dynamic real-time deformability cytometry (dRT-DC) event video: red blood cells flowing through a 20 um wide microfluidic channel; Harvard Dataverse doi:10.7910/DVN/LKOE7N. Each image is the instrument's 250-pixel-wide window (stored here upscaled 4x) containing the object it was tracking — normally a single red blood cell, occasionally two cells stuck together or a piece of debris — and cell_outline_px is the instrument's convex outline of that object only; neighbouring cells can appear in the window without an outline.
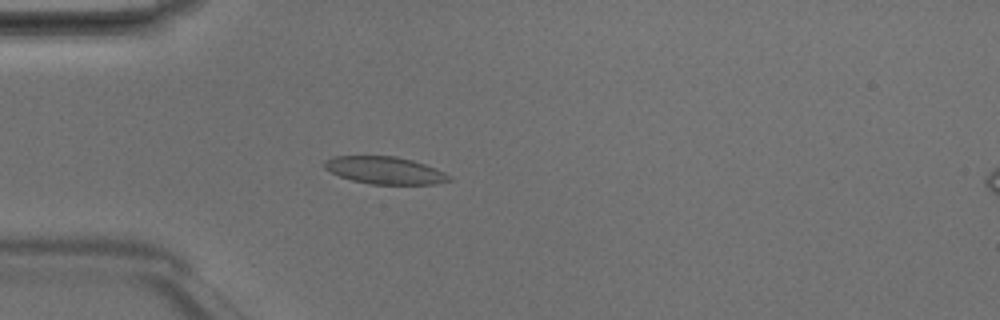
{"species": "Egyptian fruit bat (a non-hibernating species)", "species_latin": "Rousettus aegyptiacus", "temperature_condition": "room temperature", "stored_images_in_passage": 38, "camera_frame_rate_fps": 3000, "um_per_image_px": 0.085, "animal": {"sex": "male"}, "frame": {"image": 1, "passage_image": 3, "time_ms": 0.667, "image_size_px": [1000, 320], "cell_outline_px": [[452, 180], [436, 184], [372, 184], [352, 180], [340, 176], [324, 168], [324, 160], [332, 156], [396, 156], [412, 160], [424, 164], [444, 172], [452, 176]], "centroid_in_image_um": [32.72, 14.47], "position_along_channel_um": 52.3, "area_um2": 19.83}}
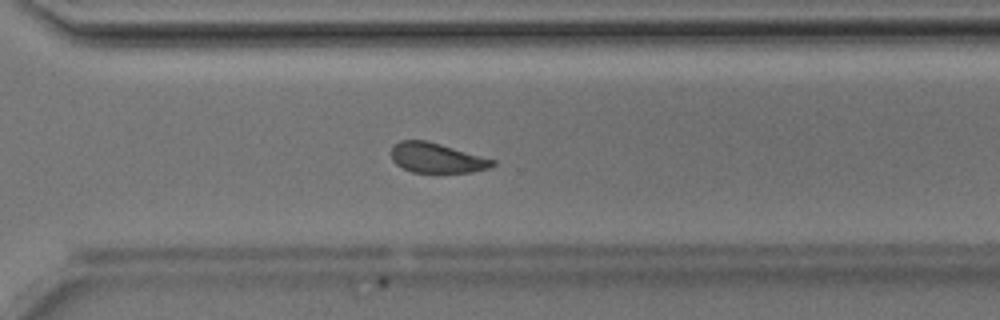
{"frame": {"image": 2, "passage_image": 24, "time_ms": 7.667, "image_size_px": [1000, 320], "cell_outline_px": [[496, 164], [488, 168], [472, 172], [412, 172], [396, 164], [392, 160], [392, 148], [400, 140], [428, 140], [496, 160]], "centroid_in_image_um": [37.14, 13.41], "position_along_channel_um": 333.5, "area_um2": 17.57}}
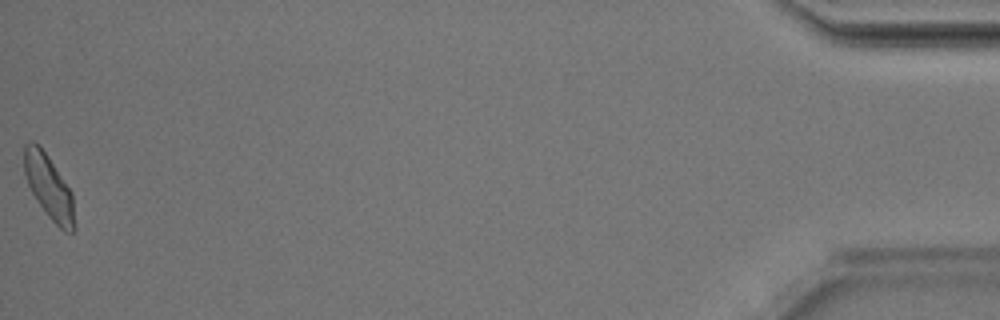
{"frame": {"image": 3, "passage_image": 38, "time_ms": 12.333, "image_size_px": [1000, 320], "cell_outline_px": [[76, 228], [72, 232], [64, 232], [48, 216], [32, 192], [28, 184], [24, 172], [24, 144], [32, 140], [40, 144], [72, 192]], "centroid_in_image_um": [4.17, 15.88], "position_along_channel_um": 431.0, "area_um2": 18.79}, "authors_computed_cell_mechanics": {"area_um2": 18.8428, "velocity_mm_per_s": 4.1593, "shape_relaxation_time_tau1_ms": 1.7418, "shape_relaxation_time_tau2_ms": 1.1845, "deformation_change_tau1": 0.1069, "deformation_change_tau2": 0.0638}}